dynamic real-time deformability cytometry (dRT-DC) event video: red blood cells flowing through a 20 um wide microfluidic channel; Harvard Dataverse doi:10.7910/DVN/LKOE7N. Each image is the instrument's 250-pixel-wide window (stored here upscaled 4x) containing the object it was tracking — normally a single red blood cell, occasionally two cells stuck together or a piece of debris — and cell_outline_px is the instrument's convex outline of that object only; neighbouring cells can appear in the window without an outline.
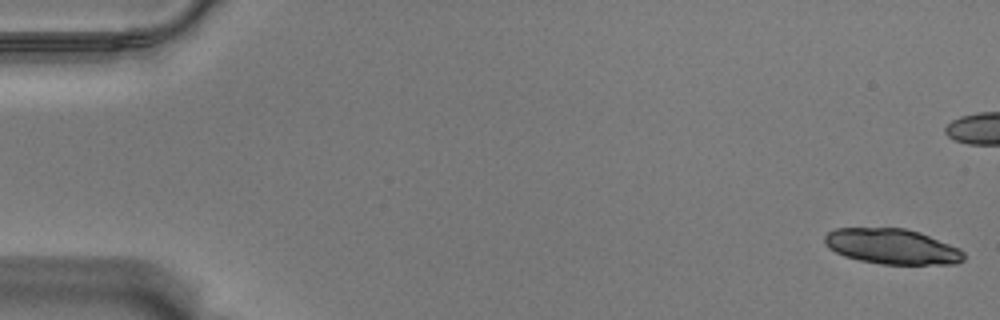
{"species": "Egyptian fruit bat (a non-hibernating species)", "species_latin": "Rousettus aegyptiacus", "temperature_condition": "warm", "stored_images_in_passage": 58, "camera_frame_rate_fps": 3000, "um_per_image_px": 0.085, "animal": {"sex": "male"}, "frame": {"image": 1, "passage_image": 1, "time_ms": 0.0, "image_size_px": [1000, 320], "cell_outline_px": [[964, 260], [956, 264], [884, 264], [860, 260], [844, 256], [828, 248], [824, 244], [824, 236], [828, 232], [836, 228], [904, 228], [920, 232], [960, 248], [964, 252]], "centroid_in_image_um": [75.83, 20.95], "position_along_channel_um": 9.2, "area_um2": 28.73}}